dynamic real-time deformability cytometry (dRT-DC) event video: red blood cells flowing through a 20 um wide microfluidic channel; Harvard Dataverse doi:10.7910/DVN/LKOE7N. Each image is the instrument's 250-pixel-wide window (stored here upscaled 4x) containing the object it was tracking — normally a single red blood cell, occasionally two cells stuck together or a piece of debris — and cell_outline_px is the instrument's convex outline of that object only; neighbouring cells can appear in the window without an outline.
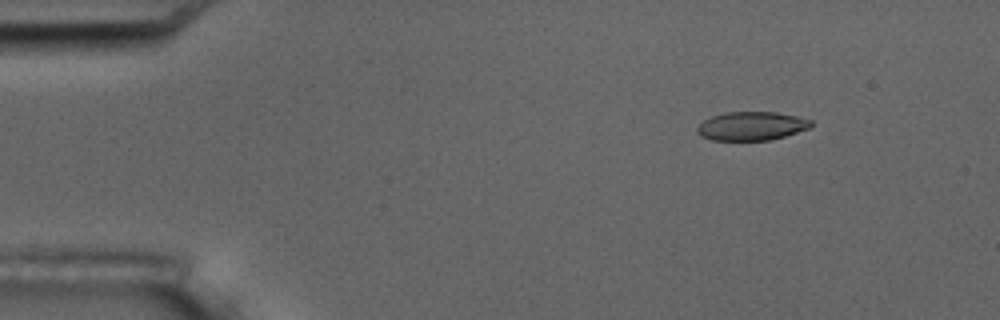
{"species": "common noctule bat (a hibernating species)", "species_latin": "Nyctalus noctula", "temperature_condition": "room temperature", "stored_images_in_passage": 5, "camera_frame_rate_fps": 3000, "um_per_image_px": 0.085, "animal": {"sex": "male", "body_mass_g": 17.5, "forearm_length_mm": 52.3}, "frame": {"image": 1, "passage_image": 1, "time_ms": 0.0, "image_size_px": [1000, 320], "cell_outline_px": [[812, 128], [784, 136], [768, 140], [712, 140], [700, 136], [696, 132], [696, 128], [704, 120], [712, 116], [728, 112], [776, 112], [796, 116], [812, 120]], "centroid_in_image_um": [63.89, 10.71], "position_along_channel_um": 21.1, "area_um2": 19.02}}